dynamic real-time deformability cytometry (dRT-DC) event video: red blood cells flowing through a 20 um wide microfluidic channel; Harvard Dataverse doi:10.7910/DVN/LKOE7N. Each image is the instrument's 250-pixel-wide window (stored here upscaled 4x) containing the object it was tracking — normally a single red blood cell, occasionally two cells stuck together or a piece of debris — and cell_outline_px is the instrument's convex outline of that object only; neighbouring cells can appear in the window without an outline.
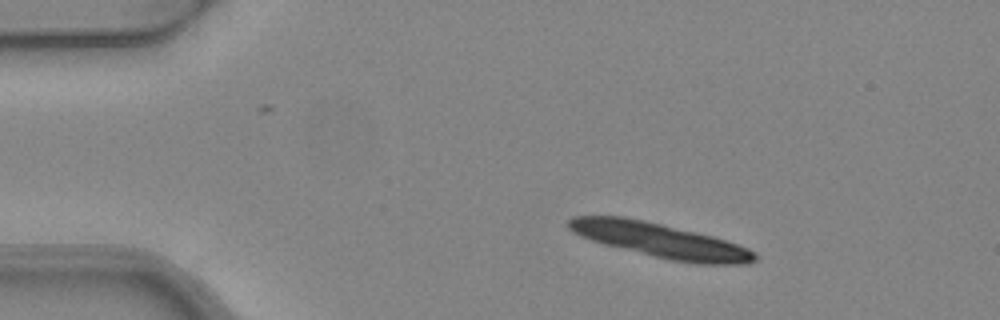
{"species": "common noctule bat (a hibernating species)", "species_latin": "Nyctalus noctula", "temperature_condition": "warm", "stored_images_in_passage": 3, "camera_frame_rate_fps": 3000, "um_per_image_px": 0.085, "animal": {"sex": "female", "body_mass_g": 24.6, "forearm_length_mm": 56.2}, "frame": {"image": 1, "passage_image": 1, "time_ms": 0.0, "image_size_px": [1000, 320], "cell_outline_px": [[760, 256], [756, 260], [748, 264], [696, 264], [672, 260], [604, 244], [580, 236], [572, 232], [564, 224], [572, 216], [624, 216], [644, 220], [696, 232], [712, 236], [748, 248], [756, 252]], "centroid_in_image_um": [56.11, 20.43], "position_along_channel_um": 28.9, "area_um2": 37.28}}